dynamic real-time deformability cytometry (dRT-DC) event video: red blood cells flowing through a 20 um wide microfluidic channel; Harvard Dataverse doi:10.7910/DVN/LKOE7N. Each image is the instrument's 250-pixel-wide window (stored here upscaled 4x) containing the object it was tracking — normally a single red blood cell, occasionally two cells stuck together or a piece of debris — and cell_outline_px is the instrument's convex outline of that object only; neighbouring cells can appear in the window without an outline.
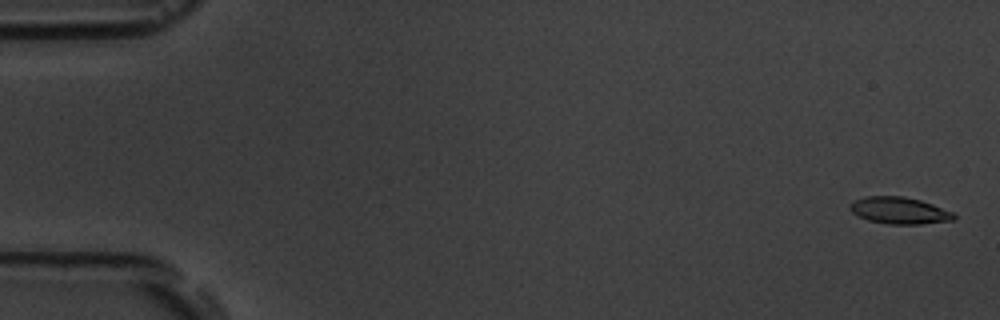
{"species": "common noctule bat (a hibernating species)", "species_latin": "Nyctalus noctula", "temperature_condition": "room temperature", "stored_images_in_passage": 5, "camera_frame_rate_fps": 3000, "um_per_image_px": 0.085, "animal": {"sex": "male", "body_mass_g": 19.5, "forearm_length_mm": 54.6}, "frame": {"image": 1, "passage_image": 1, "time_ms": 0.0, "image_size_px": [1000, 320], "cell_outline_px": [[956, 216], [952, 220], [920, 224], [888, 224], [868, 220], [852, 212], [848, 208], [848, 204], [864, 196], [904, 196], [920, 200], [932, 204], [952, 212]], "centroid_in_image_um": [76.41, 17.89], "position_along_channel_um": 8.6, "area_um2": 16.13}}
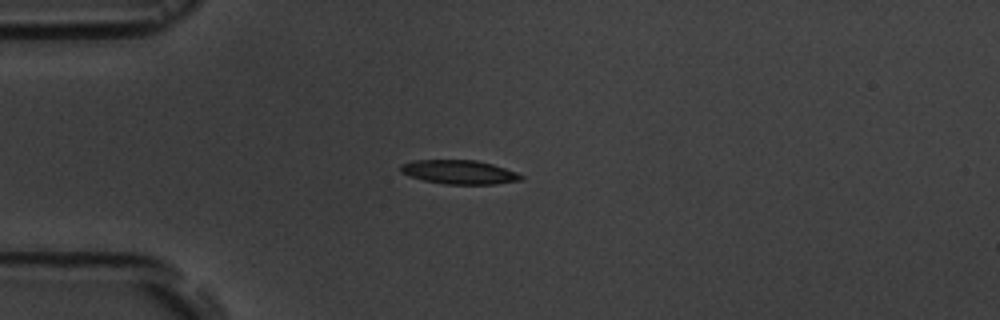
{"frame": {"image": 2, "passage_image": 4, "time_ms": 4.333, "image_size_px": [1000, 320], "cell_outline_px": [[524, 180], [496, 184], [444, 184], [424, 180], [400, 172], [400, 164], [416, 160], [476, 160], [492, 164], [516, 172], [524, 176]], "centroid_in_image_um": [39.06, 14.63], "position_along_channel_um": 45.9, "area_um2": 16.76}}
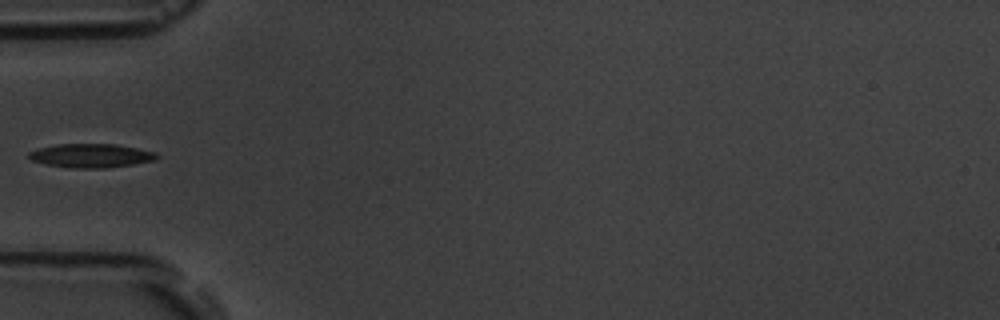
{"frame": {"image": 3, "passage_image": 5, "time_ms": 5.667, "image_size_px": [1000, 320], "cell_outline_px": [[160, 156], [156, 160], [132, 164], [104, 168], [72, 168], [44, 164], [32, 160], [28, 156], [28, 152], [40, 148], [56, 144], [116, 144], [156, 152]], "centroid_in_image_um": [7.75, 13.23], "position_along_channel_um": 77.3, "area_um2": 17.74}}